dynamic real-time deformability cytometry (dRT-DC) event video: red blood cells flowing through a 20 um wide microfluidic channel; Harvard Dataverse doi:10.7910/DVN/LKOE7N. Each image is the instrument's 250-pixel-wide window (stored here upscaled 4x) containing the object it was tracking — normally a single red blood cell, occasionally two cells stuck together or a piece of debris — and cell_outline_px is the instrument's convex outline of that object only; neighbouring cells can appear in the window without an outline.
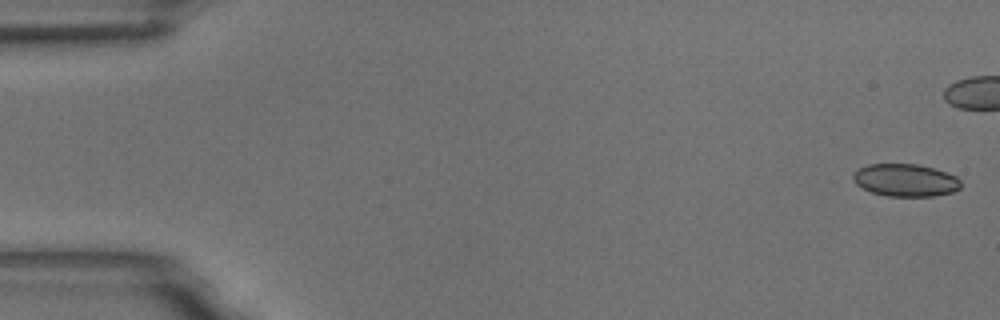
{"species": "common noctule bat (a hibernating species)", "species_latin": "Nyctalus noctula", "temperature_condition": "room temperature", "stored_images_in_passage": 7, "camera_frame_rate_fps": 3000, "um_per_image_px": 0.085, "animal": {"sex": "male", "body_mass_g": 18.8}, "frame": {"image": 1, "passage_image": 1, "time_ms": 0.0, "image_size_px": [1000, 320], "cell_outline_px": [[960, 188], [952, 192], [936, 196], [888, 196], [872, 192], [856, 184], [852, 180], [852, 176], [860, 168], [868, 164], [916, 164], [932, 168], [956, 176], [960, 180]], "centroid_in_image_um": [76.96, 15.32], "position_along_channel_um": 8.0, "area_um2": 20.23}}